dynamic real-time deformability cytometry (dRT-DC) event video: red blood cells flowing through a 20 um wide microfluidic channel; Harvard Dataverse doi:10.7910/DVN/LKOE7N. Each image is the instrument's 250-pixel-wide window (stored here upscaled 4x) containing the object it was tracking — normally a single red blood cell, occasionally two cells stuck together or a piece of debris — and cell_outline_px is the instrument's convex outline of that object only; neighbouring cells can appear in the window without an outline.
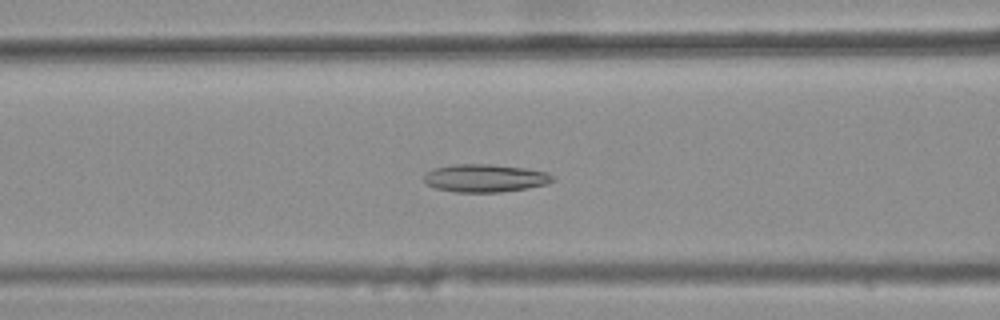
{"species": "common noctule bat (a hibernating species)", "species_latin": "Nyctalus noctula", "temperature_condition": "warm", "stored_images_in_passage": 44, "camera_frame_rate_fps": 3000, "um_per_image_px": 0.085, "animal": {"sex": "female", "body_mass_g": 25.1}, "frame": {"image": 1, "passage_image": 21, "time_ms": 6.667, "image_size_px": [1000, 320], "cell_outline_px": [[556, 180], [548, 184], [528, 188], [500, 192], [452, 192], [436, 188], [428, 184], [424, 180], [424, 176], [428, 172], [436, 168], [456, 164], [492, 164], [524, 168], [548, 172]], "centroid_in_image_um": [41.28, 15.14], "position_along_channel_um": 125.3, "area_um2": 20.87}}
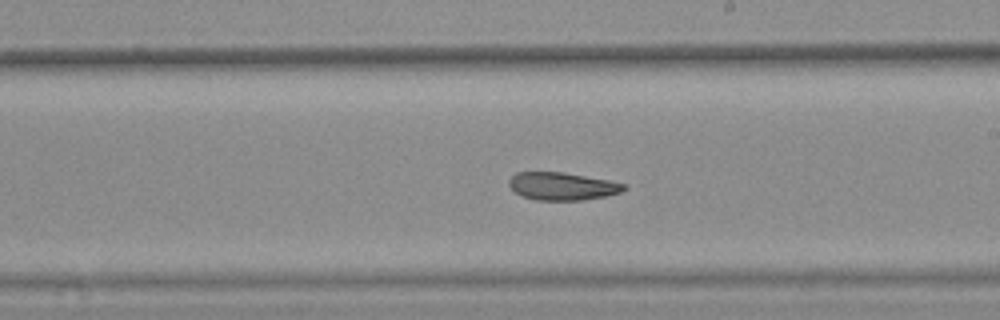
{"frame": {"image": 2, "passage_image": 30, "time_ms": 9.667, "image_size_px": [1000, 320], "cell_outline_px": [[628, 188], [620, 192], [608, 196], [580, 200], [536, 200], [520, 196], [508, 184], [508, 180], [516, 172], [564, 172], [608, 180], [624, 184]], "centroid_in_image_um": [47.78, 15.83], "position_along_channel_um": 241.2, "area_um2": 18.61}}
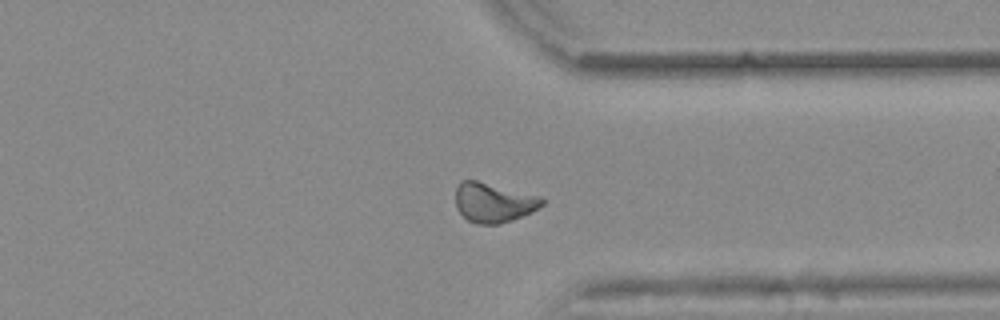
{"frame": {"image": 3, "passage_image": 40, "time_ms": 13.0, "image_size_px": [1000, 320], "cell_outline_px": [[544, 204], [532, 212], [512, 220], [500, 224], [476, 224], [468, 220], [456, 208], [456, 188], [460, 180], [476, 180], [544, 196]], "centroid_in_image_um": [41.98, 17.2], "position_along_channel_um": 369.4, "area_um2": 20.23}, "authors_computed_cell_mechanics": {"area_um2": 20.1144, "velocity_mm_per_s": 3.8794, "shape_relaxation_time_tau1_ms": null, "shape_relaxation_time_tau2_ms": 3.815, "deformation_change_tau1": null, "deformation_change_tau2": 0.1183}}